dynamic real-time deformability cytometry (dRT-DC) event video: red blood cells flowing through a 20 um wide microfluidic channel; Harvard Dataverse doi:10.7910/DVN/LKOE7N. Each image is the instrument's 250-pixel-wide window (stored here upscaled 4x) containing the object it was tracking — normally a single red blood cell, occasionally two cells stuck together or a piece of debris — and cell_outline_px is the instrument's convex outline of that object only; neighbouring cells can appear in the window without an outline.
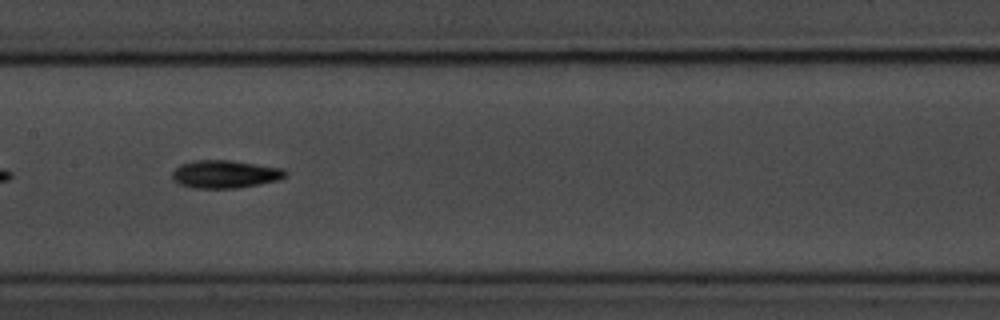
{"species": "common noctule bat (a hibernating species)", "species_latin": "Nyctalus noctula", "temperature_condition": "room temperature", "stored_images_in_passage": 40, "camera_frame_rate_fps": 3000, "um_per_image_px": 0.085, "animal": {"sex": "male", "body_mass_g": 20.1, "forearm_length_mm": 53.5}, "frame": {"image": 1, "passage_image": 12, "time_ms": 3.667, "image_size_px": [1000, 320], "cell_outline_px": [[288, 176], [280, 180], [260, 184], [236, 188], [192, 188], [180, 184], [172, 180], [172, 172], [180, 164], [196, 160], [232, 160], [284, 168], [288, 172]], "centroid_in_image_um": [19.17, 14.8], "position_along_channel_um": 188.2, "area_um2": 18.67}, "authors_computed_cell_mechanics": {"area_um2": 17.0221, "velocity_mm_per_s": 3.723, "shape_relaxation_time_tau1_ms": 3.379, "shape_relaxation_time_tau2_ms": null, "deformation_change_tau1": 0.1734, "deformation_change_tau2": null}}